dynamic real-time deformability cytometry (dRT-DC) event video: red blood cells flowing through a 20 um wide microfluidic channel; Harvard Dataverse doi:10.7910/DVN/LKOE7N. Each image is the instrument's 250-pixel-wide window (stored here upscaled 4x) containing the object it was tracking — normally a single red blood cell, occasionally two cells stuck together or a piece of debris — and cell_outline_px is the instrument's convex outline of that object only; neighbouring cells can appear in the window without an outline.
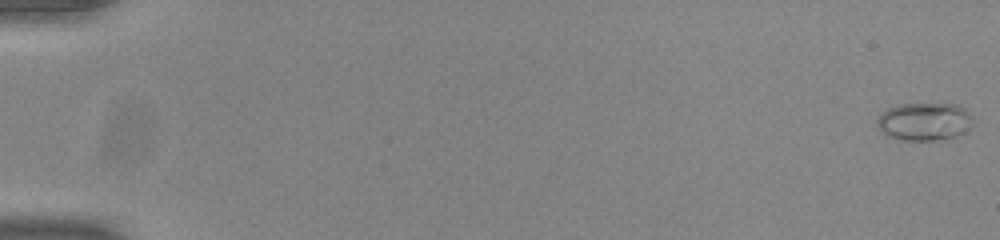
{"species": "common noctule bat (a hibernating species)", "species_latin": "Nyctalus noctula", "temperature_condition": "room temperature", "stored_images_in_passage": 19, "camera_frame_rate_fps": 3000, "um_per_image_px": 0.085, "animal": {"sex": "male", "body_mass_g": 20.0, "forearm_length_mm": 53.3}, "frame": {"image": 1, "passage_image": 1, "time_ms": 0.0, "image_size_px": [1000, 240], "cell_outline_px": [[972, 124], [964, 132], [956, 136], [932, 140], [900, 140], [884, 136], [876, 124], [876, 120], [888, 108], [900, 104], [956, 104], [964, 108], [972, 116]], "centroid_in_image_um": [78.54, 10.34], "position_along_channel_um": 6.5, "area_um2": 21.15}}